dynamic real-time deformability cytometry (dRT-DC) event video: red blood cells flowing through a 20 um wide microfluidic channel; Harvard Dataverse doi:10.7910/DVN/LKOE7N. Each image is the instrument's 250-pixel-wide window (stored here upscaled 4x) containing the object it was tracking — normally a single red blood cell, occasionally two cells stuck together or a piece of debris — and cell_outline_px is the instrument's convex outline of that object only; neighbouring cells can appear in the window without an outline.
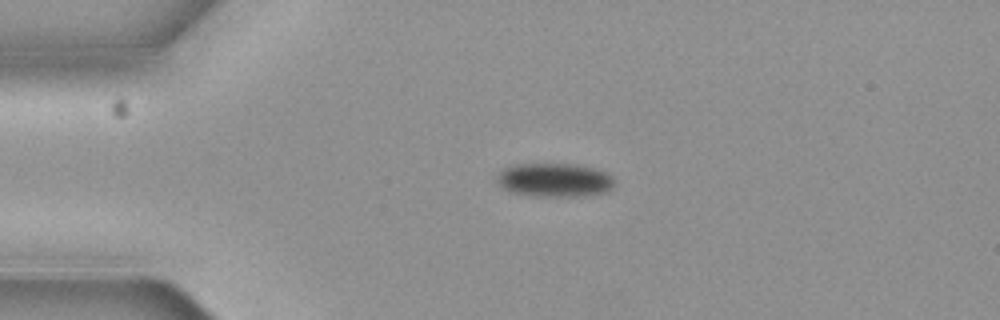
{"species": "common noctule bat (a hibernating species)", "species_latin": "Nyctalus noctula", "temperature_condition": "cold", "stored_images_in_passage": 4, "camera_frame_rate_fps": 3000, "um_per_image_px": 0.085, "animal": {"sex": "female", "body_mass_g": 19.3, "forearm_length_mm": 54.1}, "frame": {"image": 1, "passage_image": 3, "time_ms": 0.667, "image_size_px": [1000, 320], "cell_outline_px": [[612, 188], [608, 192], [588, 196], [532, 196], [508, 192], [500, 188], [496, 184], [496, 176], [504, 168], [512, 164], [576, 164], [596, 168], [608, 172], [612, 176]], "centroid_in_image_um": [47.1, 15.31], "position_along_channel_um": 37.9, "area_um2": 23.7}}